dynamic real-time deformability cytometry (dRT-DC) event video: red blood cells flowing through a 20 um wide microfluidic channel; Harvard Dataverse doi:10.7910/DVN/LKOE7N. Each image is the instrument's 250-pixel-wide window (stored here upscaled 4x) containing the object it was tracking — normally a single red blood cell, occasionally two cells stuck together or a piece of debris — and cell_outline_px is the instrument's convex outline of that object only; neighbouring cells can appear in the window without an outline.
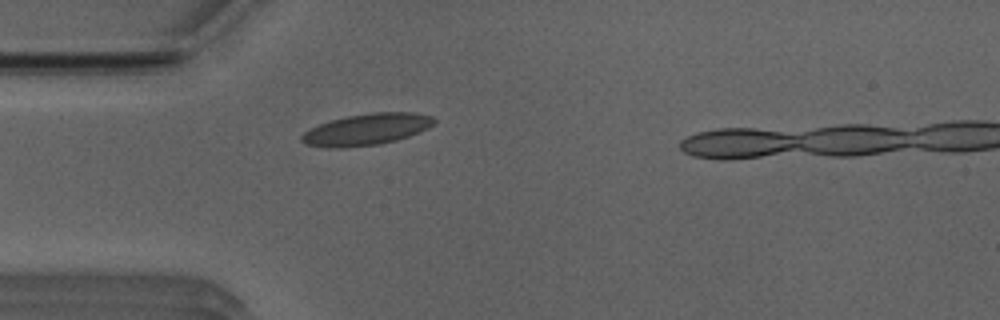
{"species": "Egyptian fruit bat (a non-hibernating species)", "species_latin": "Rousettus aegyptiacus", "temperature_condition": "room temperature", "stored_images_in_passage": 34, "camera_frame_rate_fps": 3000, "um_per_image_px": 0.085, "animal": {"sex": "male"}, "frame": {"image": 1, "passage_image": 1, "time_ms": 0.0, "image_size_px": [1000, 320], "cell_outline_px": [[436, 124], [420, 132], [396, 140], [380, 144], [304, 144], [300, 140], [300, 136], [304, 132], [320, 124], [332, 120], [348, 116], [372, 112], [416, 112], [432, 116], [436, 120]], "centroid_in_image_um": [31.32, 10.92], "position_along_channel_um": 53.7, "area_um2": 23.12}}
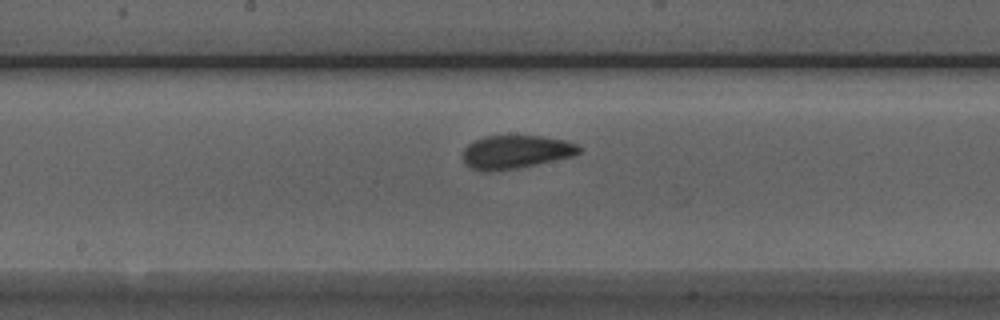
{"frame": {"image": 2, "passage_image": 13, "time_ms": 4.0, "image_size_px": [1000, 320], "cell_outline_px": [[580, 152], [572, 156], [520, 168], [492, 172], [480, 172], [464, 164], [464, 148], [468, 144], [484, 136], [540, 136], [564, 140], [576, 144], [580, 148]], "centroid_in_image_um": [43.8, 12.93], "position_along_channel_um": 204.4, "area_um2": 22.6}}
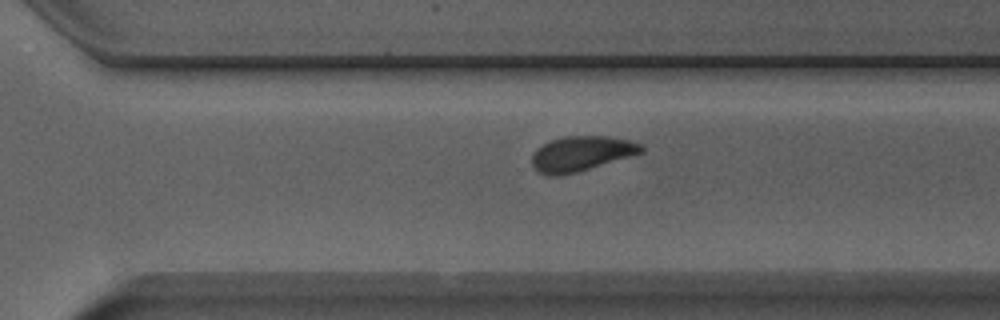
{"frame": {"image": 3, "passage_image": 22, "time_ms": 7.0, "image_size_px": [1000, 320], "cell_outline_px": [[644, 152], [576, 172], [560, 176], [548, 176], [540, 172], [532, 164], [532, 152], [536, 148], [552, 140], [564, 136], [608, 136], [628, 140], [644, 144]], "centroid_in_image_um": [49.41, 13.05], "position_along_channel_um": 321.2, "area_um2": 22.2}, "authors_computed_cell_mechanics": {"area_um2": 22.2819, "velocity_mm_per_s": 3.9073, "shape_relaxation_time_tau1_ms": 5.5954, "shape_relaxation_time_tau2_ms": 1.3876, "deformation_change_tau1": 0.1361, "deformation_change_tau2": 0.066}}